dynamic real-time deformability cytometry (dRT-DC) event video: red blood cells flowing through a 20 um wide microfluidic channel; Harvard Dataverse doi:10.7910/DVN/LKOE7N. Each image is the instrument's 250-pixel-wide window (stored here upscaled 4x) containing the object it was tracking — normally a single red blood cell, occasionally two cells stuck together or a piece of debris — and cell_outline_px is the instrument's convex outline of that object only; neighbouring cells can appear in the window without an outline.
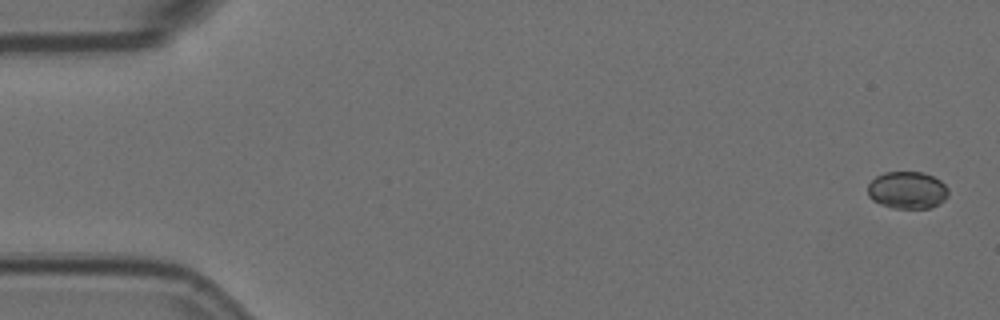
{"species": "Egyptian fruit bat (a non-hibernating species)", "species_latin": "Rousettus aegyptiacus", "temperature_condition": "room temperature", "stored_images_in_passage": 11, "camera_frame_rate_fps": 3000, "um_per_image_px": 0.085, "animal": {"sex": "female"}, "frame": {"image": 1, "passage_image": 1, "time_ms": 0.0, "image_size_px": [1000, 320], "cell_outline_px": [[948, 196], [944, 200], [928, 208], [892, 208], [880, 204], [872, 200], [868, 196], [868, 184], [876, 176], [884, 172], [924, 172], [940, 180], [948, 188]], "centroid_in_image_um": [77.1, 16.15], "position_along_channel_um": 7.9, "area_um2": 17.51}}
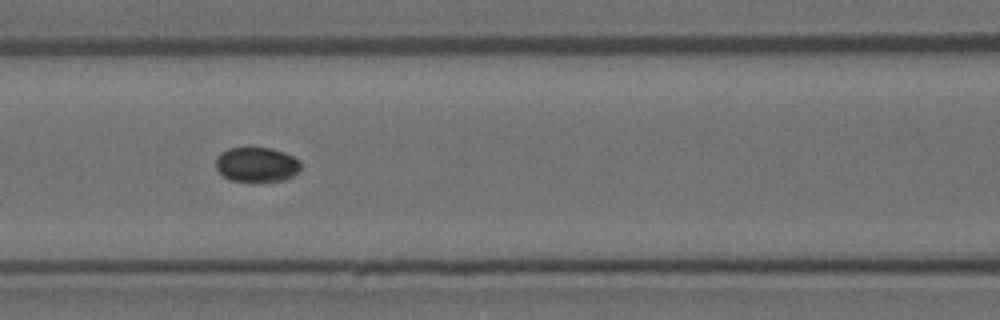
{"frame": {"image": 2, "passage_image": 7, "time_ms": 2.0, "image_size_px": [1000, 320], "cell_outline_px": [[300, 168], [292, 176], [284, 180], [252, 184], [228, 180], [216, 168], [216, 156], [220, 152], [228, 148], [272, 148], [284, 152], [300, 160]], "centroid_in_image_um": [21.79, 14.03], "position_along_channel_um": 144.8, "area_um2": 17.74}}
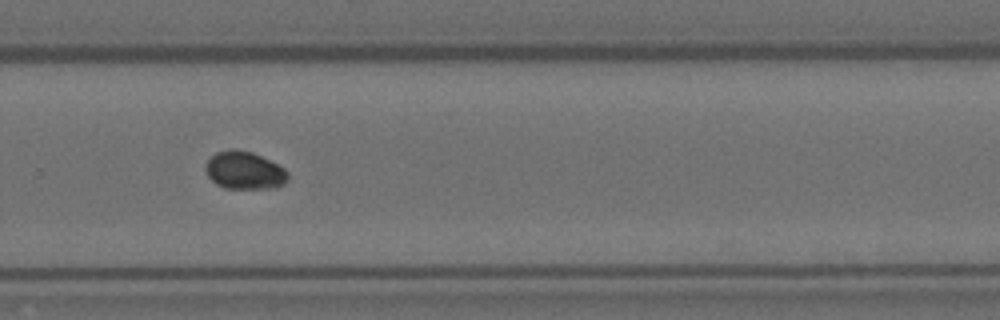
{"frame": {"image": 3, "passage_image": 11, "time_ms": 3.333, "image_size_px": [1000, 320], "cell_outline_px": [[288, 180], [284, 184], [276, 188], [224, 188], [216, 184], [208, 176], [208, 160], [216, 152], [232, 148], [252, 152], [284, 168], [288, 172]], "centroid_in_image_um": [20.81, 14.49], "position_along_channel_um": 309.0, "area_um2": 17.86}}